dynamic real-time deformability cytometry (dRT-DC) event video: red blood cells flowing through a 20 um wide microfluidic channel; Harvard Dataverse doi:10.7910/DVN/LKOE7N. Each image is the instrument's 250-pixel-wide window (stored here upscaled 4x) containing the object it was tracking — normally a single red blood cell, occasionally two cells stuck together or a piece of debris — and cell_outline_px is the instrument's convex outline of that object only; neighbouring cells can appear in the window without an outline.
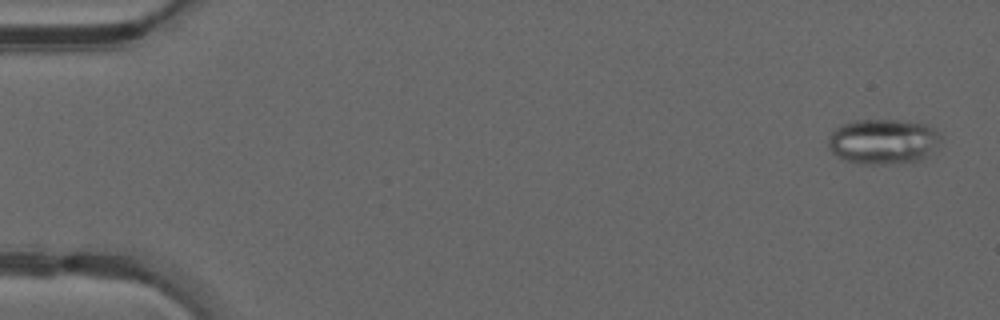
{"species": "common noctule bat (a hibernating species)", "species_latin": "Nyctalus noctula", "temperature_condition": "warm", "stored_images_in_passage": 49, "camera_frame_rate_fps": 3000, "um_per_image_px": 0.085, "animal": {"sex": "male", "forearm_length_mm": 52.5}, "frame": {"image": 1, "passage_image": 2, "time_ms": 0.333, "image_size_px": [1000, 320], "cell_outline_px": [[940, 140], [920, 160], [892, 164], [860, 164], [844, 160], [836, 156], [828, 148], [828, 140], [832, 132], [840, 124], [856, 120], [900, 120], [924, 124], [932, 128], [940, 136]], "centroid_in_image_um": [74.98, 12.03], "position_along_channel_um": 10.0, "area_um2": 29.36}}
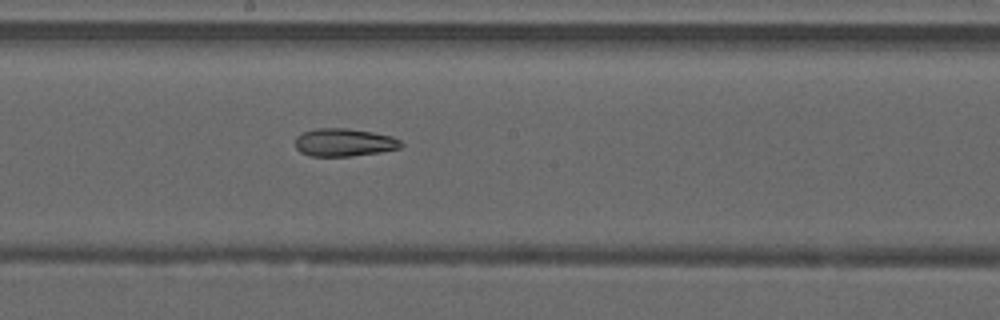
{"frame": {"image": 2, "passage_image": 27, "time_ms": 8.667, "image_size_px": [1000, 320], "cell_outline_px": [[404, 144], [400, 148], [380, 152], [352, 156], [308, 156], [300, 152], [296, 148], [296, 136], [304, 132], [316, 128], [344, 128], [372, 132], [392, 136], [400, 140]], "centroid_in_image_um": [29.25, 12.11], "position_along_channel_um": 219.0, "area_um2": 17.22}}
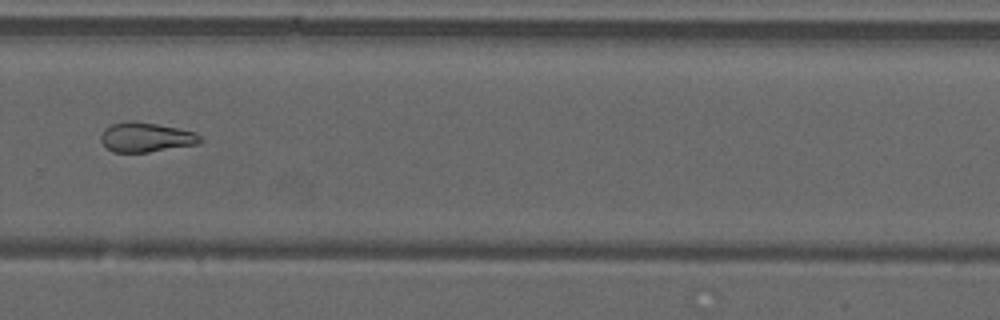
{"frame": {"image": 3, "passage_image": 34, "time_ms": 11.0, "image_size_px": [1000, 320], "cell_outline_px": [[204, 140], [196, 144], [148, 152], [112, 152], [100, 140], [100, 136], [104, 128], [112, 124], [132, 120], [180, 128], [196, 132]], "centroid_in_image_um": [12.41, 11.66], "position_along_channel_um": 317.4, "area_um2": 17.11}, "authors_computed_cell_mechanics": {"area_um2": 20.1722, "velocity_mm_per_s": 4.2363, "shape_relaxation_time_tau1_ms": null, "shape_relaxation_time_tau2_ms": 5.4812, "deformation_change_tau1": null, "deformation_change_tau2": 0.1506}}